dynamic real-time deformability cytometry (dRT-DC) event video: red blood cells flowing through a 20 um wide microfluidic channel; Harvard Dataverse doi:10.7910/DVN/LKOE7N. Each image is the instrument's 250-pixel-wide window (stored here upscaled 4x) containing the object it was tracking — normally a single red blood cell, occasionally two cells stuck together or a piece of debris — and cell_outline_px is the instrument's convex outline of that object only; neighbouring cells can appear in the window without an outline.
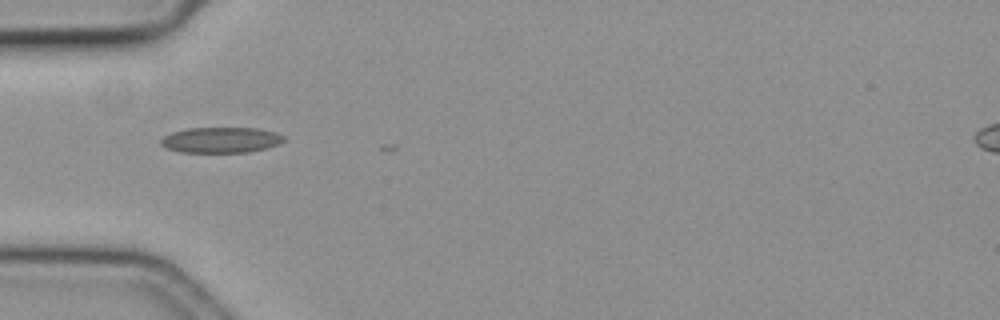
{"species": "common noctule bat (a hibernating species)", "species_latin": "Nyctalus noctula", "temperature_condition": "cold", "stored_images_in_passage": 5, "camera_frame_rate_fps": 3000, "um_per_image_px": 0.085, "animal": {"sex": "female", "body_mass_g": 19.3, "forearm_length_mm": 54.1}, "frame": {"image": 1, "passage_image": 1, "time_ms": 0.0, "image_size_px": [1000, 320], "cell_outline_px": [[284, 140], [276, 144], [264, 148], [248, 152], [180, 152], [164, 148], [160, 144], [160, 140], [164, 136], [172, 132], [188, 128], [260, 128], [276, 132], [284, 136]], "centroid_in_image_um": [18.73, 11.89], "position_along_channel_um": 66.3, "area_um2": 18.32}}
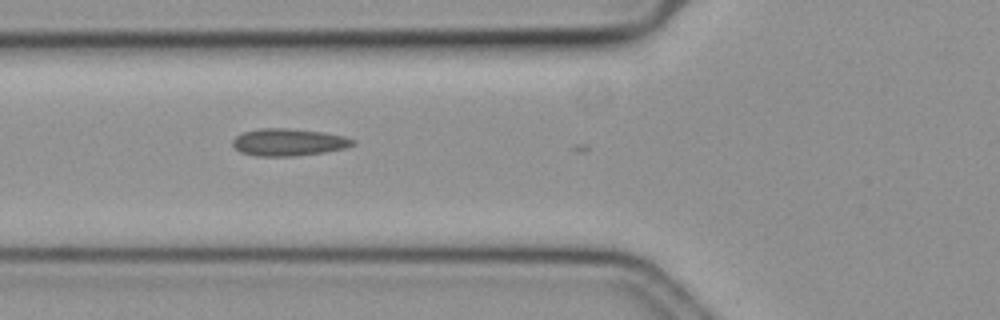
{"frame": {"image": 2, "passage_image": 4, "time_ms": 1.0, "image_size_px": [1000, 320], "cell_outline_px": [[356, 144], [344, 148], [324, 152], [296, 156], [256, 156], [240, 152], [232, 144], [232, 140], [236, 136], [244, 132], [260, 128], [288, 128], [324, 132], [344, 136], [356, 140]], "centroid_in_image_um": [24.54, 12.08], "position_along_channel_um": 101.3, "area_um2": 19.13}}